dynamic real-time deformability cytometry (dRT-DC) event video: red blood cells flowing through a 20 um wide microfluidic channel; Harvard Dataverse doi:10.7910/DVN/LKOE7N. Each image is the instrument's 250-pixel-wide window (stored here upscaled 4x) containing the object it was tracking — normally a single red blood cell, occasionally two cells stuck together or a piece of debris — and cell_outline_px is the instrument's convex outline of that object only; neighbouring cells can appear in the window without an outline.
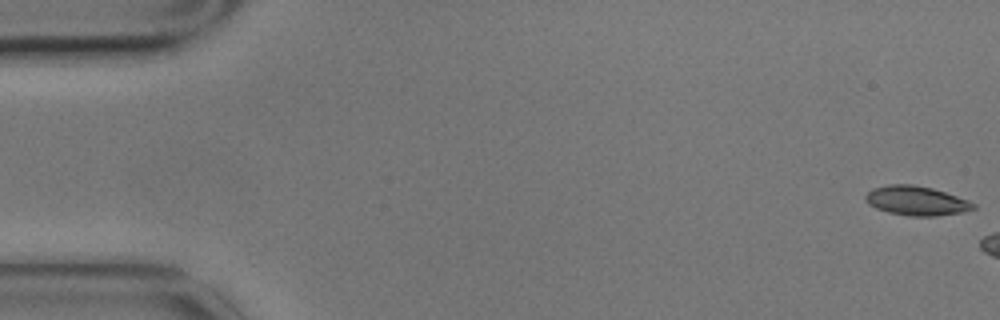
{"species": "common noctule bat (a hibernating species)", "species_latin": "Nyctalus noctula", "temperature_condition": "cold", "stored_images_in_passage": 2, "camera_frame_rate_fps": 3000, "um_per_image_px": 0.085, "animal": {"sex": "male", "body_mass_g": 17.9}, "frame": {"image": 1, "passage_image": 2, "time_ms": 0.333, "image_size_px": [1000, 320], "cell_outline_px": [[976, 208], [964, 212], [936, 216], [908, 216], [888, 212], [876, 208], [868, 204], [864, 200], [864, 196], [872, 188], [888, 184], [912, 184], [932, 188], [968, 200], [976, 204]], "centroid_in_image_um": [77.87, 17.06], "position_along_channel_um": 7.1, "area_um2": 18.55}}